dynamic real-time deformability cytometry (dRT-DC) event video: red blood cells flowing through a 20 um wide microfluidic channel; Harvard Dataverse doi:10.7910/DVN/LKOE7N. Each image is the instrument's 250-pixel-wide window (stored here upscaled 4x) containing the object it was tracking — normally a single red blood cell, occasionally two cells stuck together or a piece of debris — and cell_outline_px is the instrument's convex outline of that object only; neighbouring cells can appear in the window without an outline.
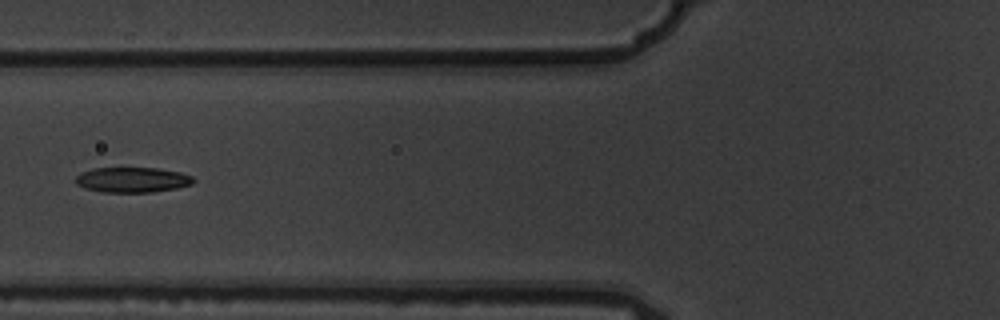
{"species": "common noctule bat (a hibernating species)", "species_latin": "Nyctalus noctula", "temperature_condition": "warm", "stored_images_in_passage": 8, "camera_frame_rate_fps": 3000, "um_per_image_px": 0.085, "animal": {"sex": "male", "body_mass_g": 19.5, "forearm_length_mm": 54.6}, "frame": {"image": 1, "passage_image": 5, "time_ms": 1.333, "image_size_px": [1000, 320], "cell_outline_px": [[196, 180], [192, 184], [176, 188], [152, 192], [104, 192], [84, 188], [76, 184], [76, 176], [80, 172], [96, 168], [156, 168], [180, 172], [192, 176]], "centroid_in_image_um": [11.25, 15.28], "position_along_channel_um": 114.5, "area_um2": 17.28}}
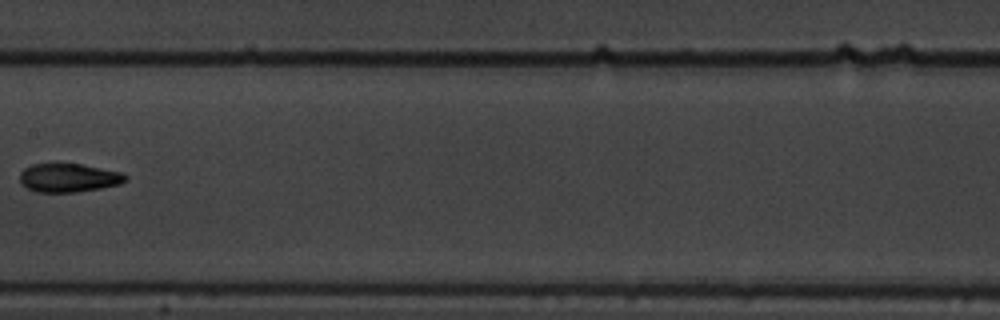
{"frame": {"image": 2, "passage_image": 7, "time_ms": 2.0, "image_size_px": [1000, 320], "cell_outline_px": [[128, 180], [120, 184], [100, 188], [76, 192], [36, 192], [20, 184], [20, 172], [24, 168], [32, 164], [80, 164], [120, 172], [128, 176]], "centroid_in_image_um": [5.82, 15.12], "position_along_channel_um": 201.6, "area_um2": 17.57}}
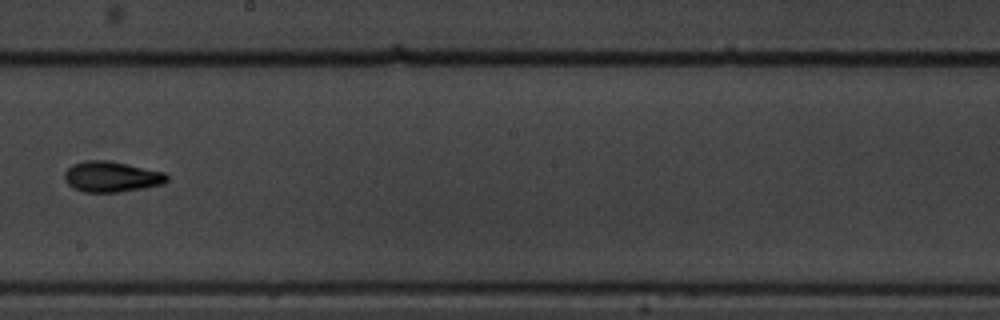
{"frame": {"image": 3, "passage_image": 8, "time_ms": 2.333, "image_size_px": [1000, 320], "cell_outline_px": [[168, 180], [164, 184], [116, 192], [84, 192], [72, 188], [64, 180], [64, 172], [72, 164], [88, 160], [108, 160], [164, 172], [168, 176]], "centroid_in_image_um": [9.44, 15.02], "position_along_channel_um": 238.8, "area_um2": 18.21}}